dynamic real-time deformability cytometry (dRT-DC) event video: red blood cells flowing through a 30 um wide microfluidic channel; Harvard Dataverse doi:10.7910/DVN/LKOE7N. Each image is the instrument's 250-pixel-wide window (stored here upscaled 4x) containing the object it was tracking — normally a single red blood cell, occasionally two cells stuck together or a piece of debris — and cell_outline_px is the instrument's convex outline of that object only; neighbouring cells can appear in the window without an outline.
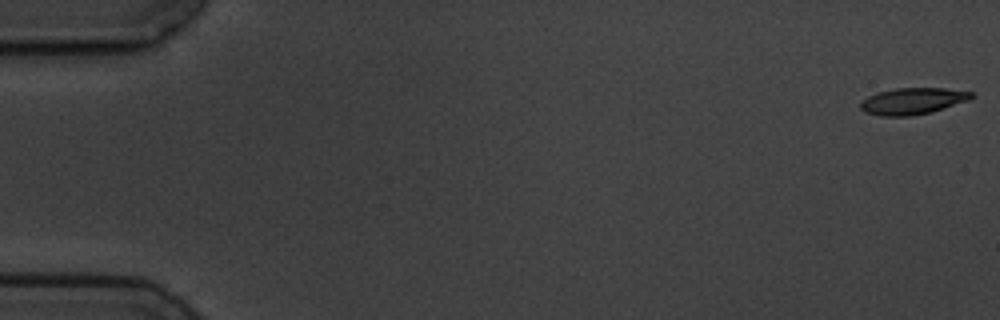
{"species": "common noctule bat (a hibernating species)", "species_latin": "Nyctalus noctula", "temperature_condition": "cold", "stored_images_in_passage": 10, "camera_frame_rate_fps": 3000, "um_per_image_px": 0.085, "animal": {"sex": "male", "body_mass_g": 19.5, "forearm_length_mm": 54.6}, "frame": {"image": 1, "passage_image": 1, "time_ms": 0.0, "image_size_px": [1000, 320], "cell_outline_px": [[976, 96], [968, 100], [932, 112], [908, 116], [880, 116], [864, 112], [860, 108], [860, 104], [868, 96], [876, 92], [896, 88], [944, 88], [972, 92]], "centroid_in_image_um": [77.57, 8.59], "position_along_channel_um": 7.4, "area_um2": 17.17}}
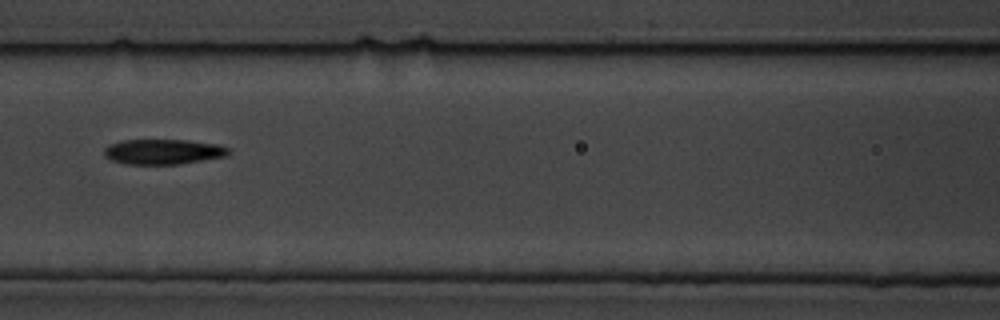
{"frame": {"image": 2, "passage_image": 8, "time_ms": 8.333, "image_size_px": [1000, 320], "cell_outline_px": [[232, 152], [228, 156], [180, 164], [128, 164], [112, 160], [104, 156], [104, 148], [112, 144], [124, 140], [188, 140], [220, 144], [228, 148]], "centroid_in_image_um": [13.94, 12.89], "position_along_channel_um": 152.7, "area_um2": 18.32}}
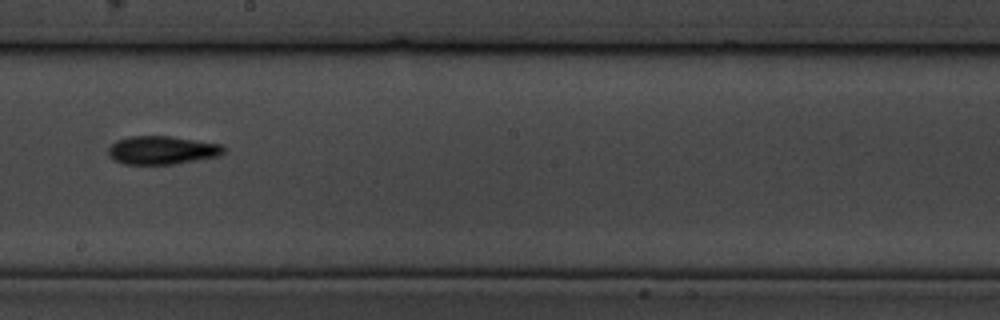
{"frame": {"image": 3, "passage_image": 10, "time_ms": 10.667, "image_size_px": [1000, 320], "cell_outline_px": [[224, 152], [220, 156], [176, 164], [124, 164], [108, 156], [108, 148], [116, 140], [128, 136], [172, 136], [224, 144]], "centroid_in_image_um": [13.8, 12.76], "position_along_channel_um": 234.4, "area_um2": 19.31}}